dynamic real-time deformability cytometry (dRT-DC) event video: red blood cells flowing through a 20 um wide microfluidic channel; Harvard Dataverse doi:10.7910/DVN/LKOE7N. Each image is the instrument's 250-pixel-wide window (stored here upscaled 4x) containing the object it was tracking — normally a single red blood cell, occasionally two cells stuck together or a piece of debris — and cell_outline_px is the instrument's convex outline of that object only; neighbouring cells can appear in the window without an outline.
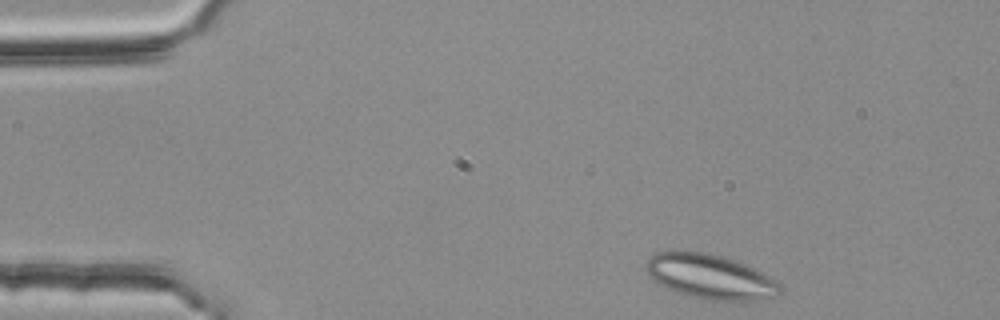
{"species": "common noctule bat (a hibernating species)", "species_latin": "Nyctalus noctula", "temperature_condition": "room temperature", "stored_images_in_passage": 43, "camera_frame_rate_fps": 3000, "um_per_image_px": 0.085, "animal": {"sex": "female", "body_mass_g": 25.1}, "frame": {"image": 1, "passage_image": 1, "time_ms": 0.0, "image_size_px": [1000, 320], "cell_outline_px": [[784, 288], [776, 296], [756, 300], [704, 300], [676, 292], [652, 280], [648, 276], [644, 264], [656, 252], [708, 252], [736, 260], [784, 284]], "centroid_in_image_um": [60.38, 23.53], "position_along_channel_um": 24.6, "area_um2": 34.8}}
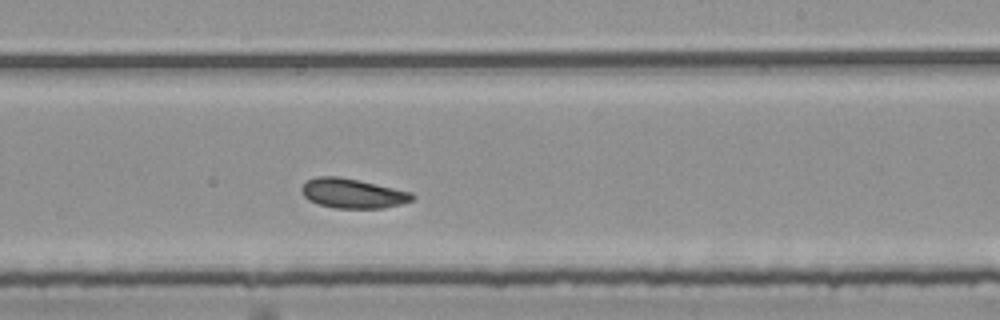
{"frame": {"image": 2, "passage_image": 26, "time_ms": 8.333, "image_size_px": [1000, 320], "cell_outline_px": [[416, 196], [412, 200], [404, 204], [384, 208], [336, 208], [320, 204], [308, 200], [304, 196], [300, 188], [308, 180], [316, 176], [336, 176], [356, 180], [412, 192]], "centroid_in_image_um": [29.99, 16.45], "position_along_channel_um": 259.0, "area_um2": 18.96}}
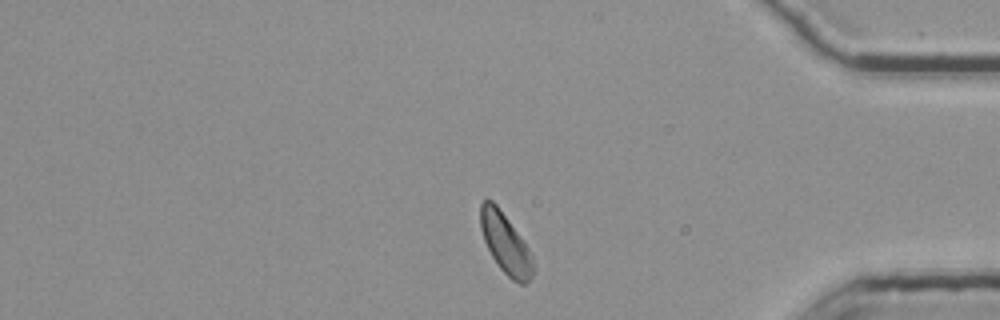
{"frame": {"image": 3, "passage_image": 39, "time_ms": 12.667, "image_size_px": [1000, 320], "cell_outline_px": [[532, 276], [524, 284], [520, 284], [512, 280], [500, 268], [492, 256], [484, 240], [480, 228], [480, 204], [484, 200], [492, 200], [496, 204], [528, 248], [532, 256]], "centroid_in_image_um": [42.93, 20.69], "position_along_channel_um": 392.3, "area_um2": 17.92}, "authors_computed_cell_mechanics": {"area_um2": 19.3052, "velocity_mm_per_s": 3.7281, "shape_relaxation_time_tau1_ms": 6.9445, "shape_relaxation_time_tau2_ms": 4.111, "deformation_change_tau1": 0.1004, "deformation_change_tau2": 0.1019}}